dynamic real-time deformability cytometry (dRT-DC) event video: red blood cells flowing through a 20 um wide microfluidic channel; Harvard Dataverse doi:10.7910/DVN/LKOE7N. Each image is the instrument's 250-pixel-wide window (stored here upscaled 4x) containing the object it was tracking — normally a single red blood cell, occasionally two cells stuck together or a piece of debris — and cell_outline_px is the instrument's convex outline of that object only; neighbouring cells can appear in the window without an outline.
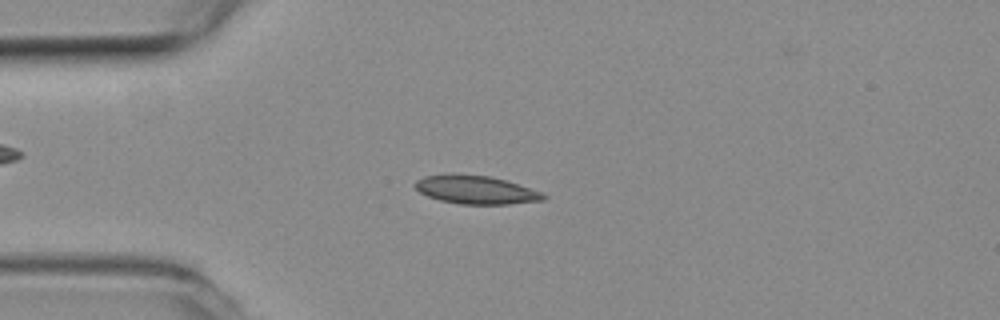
{"species": "common noctule bat (a hibernating species)", "species_latin": "Nyctalus noctula", "temperature_condition": "room temperature", "stored_images_in_passage": 42, "camera_frame_rate_fps": 3000, "um_per_image_px": 0.085, "animal": {"sex": "female", "body_mass_g": 19.3, "forearm_length_mm": 54.1}, "frame": {"image": 1, "passage_image": 1, "time_ms": 0.0, "image_size_px": [1000, 320], "cell_outline_px": [[548, 196], [544, 200], [508, 204], [460, 204], [440, 200], [428, 196], [420, 192], [412, 184], [416, 180], [424, 176], [448, 172], [488, 176], [504, 180], [540, 192]], "centroid_in_image_um": [40.37, 16.11], "position_along_channel_um": 44.6, "area_um2": 21.27}}
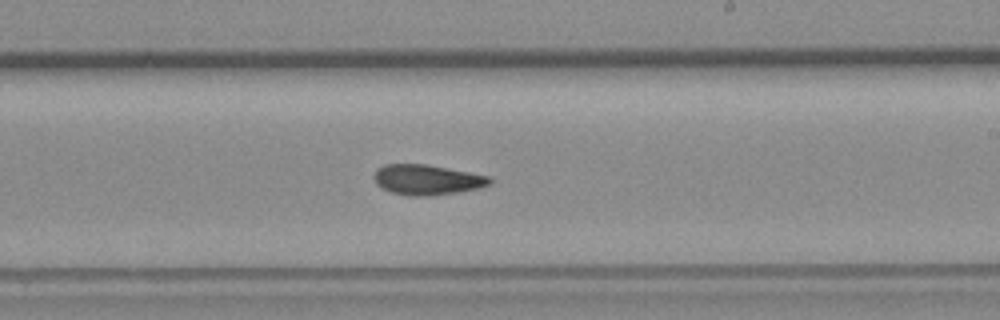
{"frame": {"image": 2, "passage_image": 19, "time_ms": 6.0, "image_size_px": [1000, 320], "cell_outline_px": [[492, 184], [480, 188], [460, 192], [432, 196], [412, 196], [392, 192], [376, 184], [372, 176], [376, 168], [384, 164], [424, 164], [492, 176]], "centroid_in_image_um": [36.32, 15.28], "position_along_channel_um": 252.7, "area_um2": 20.63}}
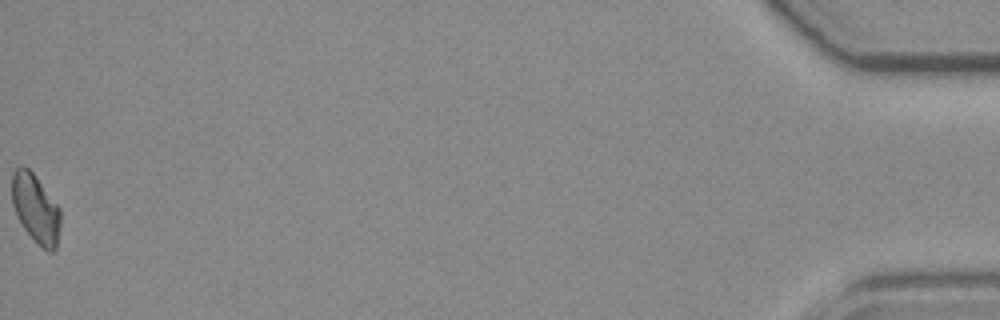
{"frame": {"image": 3, "passage_image": 42, "time_ms": 13.667, "image_size_px": [1000, 320], "cell_outline_px": [[60, 224], [56, 248], [52, 252], [48, 252], [24, 228], [16, 216], [12, 204], [12, 172], [16, 168], [28, 168], [36, 176], [60, 208]], "centroid_in_image_um": [3.03, 17.71], "position_along_channel_um": 432.2, "area_um2": 19.13}, "authors_computed_cell_mechanics": {"area_um2": 20.23, "velocity_mm_per_s": 3.7589, "shape_relaxation_time_tau1_ms": null, "shape_relaxation_time_tau2_ms": 7.6232, "deformation_change_tau1": null, "deformation_change_tau2": 0.0994}}